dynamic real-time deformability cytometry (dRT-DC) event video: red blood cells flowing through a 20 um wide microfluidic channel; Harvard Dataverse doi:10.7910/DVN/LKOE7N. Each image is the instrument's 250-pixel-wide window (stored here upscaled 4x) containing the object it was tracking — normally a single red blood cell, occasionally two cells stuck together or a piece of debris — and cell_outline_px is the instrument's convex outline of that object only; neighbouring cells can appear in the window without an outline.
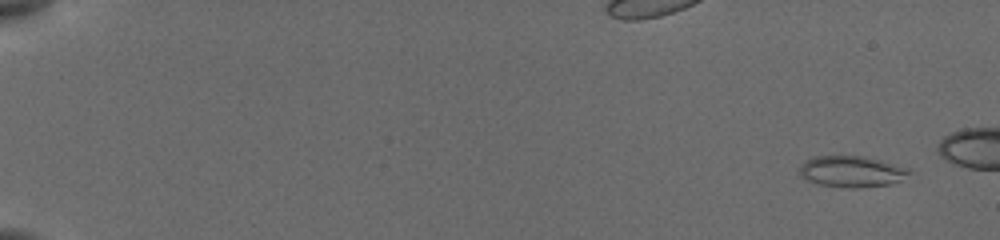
{"species": "common noctule bat (a hibernating species)", "species_latin": "Nyctalus noctula", "temperature_condition": "cold", "stored_images_in_passage": 48, "camera_frame_rate_fps": 3000, "um_per_image_px": 0.085, "animal": {"sex": "female", "body_mass_g": 19.5, "forearm_length_mm": 54.1}, "frame": {"image": 1, "passage_image": 1, "time_ms": 0.0, "image_size_px": [1000, 240], "cell_outline_px": [[912, 172], [900, 180], [888, 184], [852, 188], [820, 184], [808, 180], [800, 176], [800, 168], [812, 156], [864, 156], [880, 160], [908, 168]], "centroid_in_image_um": [72.4, 14.57], "position_along_channel_um": 12.6, "area_um2": 19.48}}
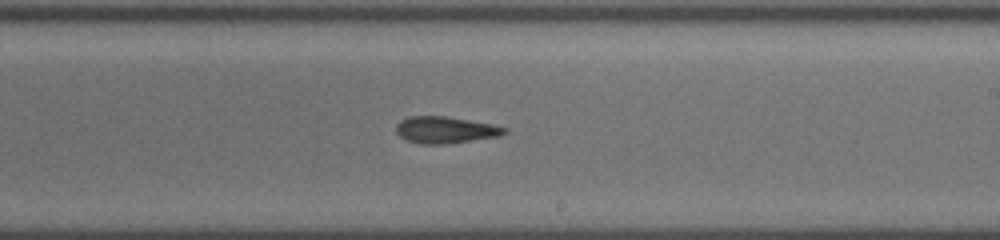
{"frame": {"image": 2, "passage_image": 32, "time_ms": 10.667, "image_size_px": [1000, 240], "cell_outline_px": [[508, 128], [500, 136], [444, 144], [420, 144], [408, 140], [400, 136], [396, 132], [396, 124], [400, 120], [408, 116], [444, 116], [492, 124]], "centroid_in_image_um": [37.82, 11.04], "position_along_channel_um": 251.2, "area_um2": 16.7}}
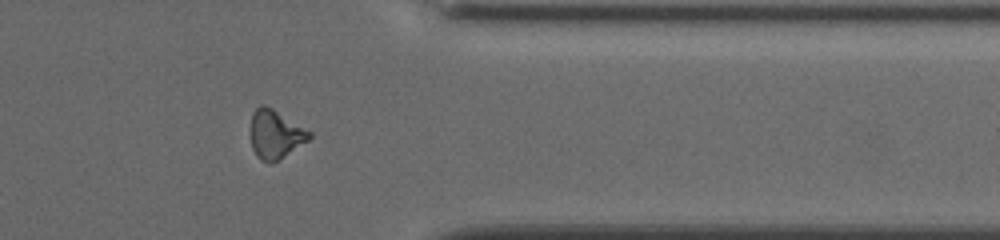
{"frame": {"image": 3, "passage_image": 43, "time_ms": 14.333, "image_size_px": [1000, 240], "cell_outline_px": [[312, 136], [308, 140], [276, 160], [268, 164], [260, 160], [256, 156], [252, 148], [252, 112], [260, 104], [264, 104], [272, 108], [312, 132]], "centroid_in_image_um": [23.4, 11.4], "position_along_channel_um": 388.0, "area_um2": 16.3}}